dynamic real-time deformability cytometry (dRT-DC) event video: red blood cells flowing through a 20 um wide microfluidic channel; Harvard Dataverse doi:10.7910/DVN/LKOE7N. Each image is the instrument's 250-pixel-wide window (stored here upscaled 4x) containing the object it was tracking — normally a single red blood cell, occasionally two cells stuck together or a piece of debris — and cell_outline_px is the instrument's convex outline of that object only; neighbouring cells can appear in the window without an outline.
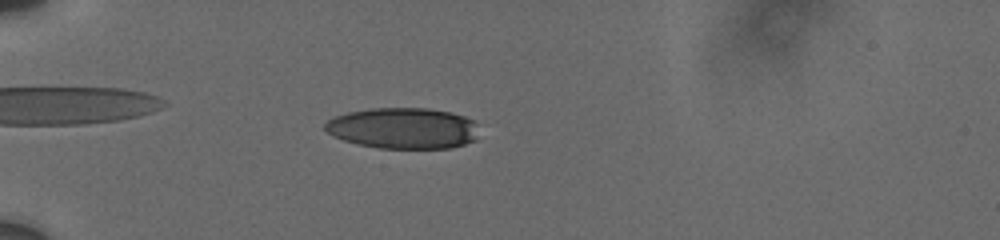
{"species": "human", "species_latin": "Homo sapiens", "temperature_condition": "cold", "stored_images_in_passage": 18, "camera_frame_rate_fps": 3000, "um_per_image_px": 0.085, "donor": {"sex": "male"}, "frame": {"image": 1, "passage_image": 14, "time_ms": 3.0, "image_size_px": [1000, 240], "cell_outline_px": [[476, 124], [472, 140], [464, 144], [452, 148], [380, 148], [356, 144], [344, 140], [328, 132], [324, 128], [324, 124], [328, 120], [336, 116], [348, 112], [372, 108], [428, 108], [452, 112], [476, 120]], "centroid_in_image_um": [34.25, 10.89], "position_along_channel_um": 50.8, "area_um2": 36.59}}